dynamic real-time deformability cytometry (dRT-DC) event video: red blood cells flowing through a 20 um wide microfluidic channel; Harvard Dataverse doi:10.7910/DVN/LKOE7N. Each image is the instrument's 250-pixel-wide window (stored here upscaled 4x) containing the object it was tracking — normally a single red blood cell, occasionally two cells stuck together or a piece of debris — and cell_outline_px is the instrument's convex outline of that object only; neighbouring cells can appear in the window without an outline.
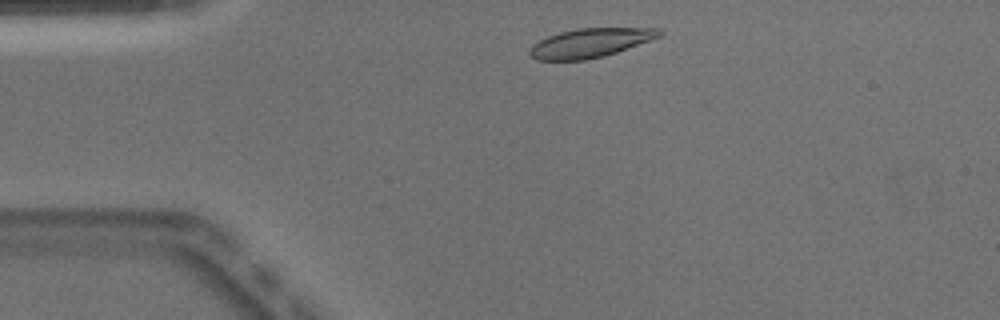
{"species": "Egyptian fruit bat (a non-hibernating species)", "species_latin": "Rousettus aegyptiacus", "temperature_condition": "warm", "stored_images_in_passage": 43, "camera_frame_rate_fps": 3000, "um_per_image_px": 0.085, "animal": {"sex": "male"}, "frame": {"image": 1, "passage_image": 3, "time_ms": 0.667, "image_size_px": [1000, 320], "cell_outline_px": [[664, 32], [660, 36], [652, 40], [604, 56], [584, 60], [536, 60], [528, 56], [528, 52], [532, 44], [548, 36], [560, 32], [576, 28], [660, 28]], "centroid_in_image_um": [50.15, 3.65], "position_along_channel_um": 34.8, "area_um2": 22.08}}
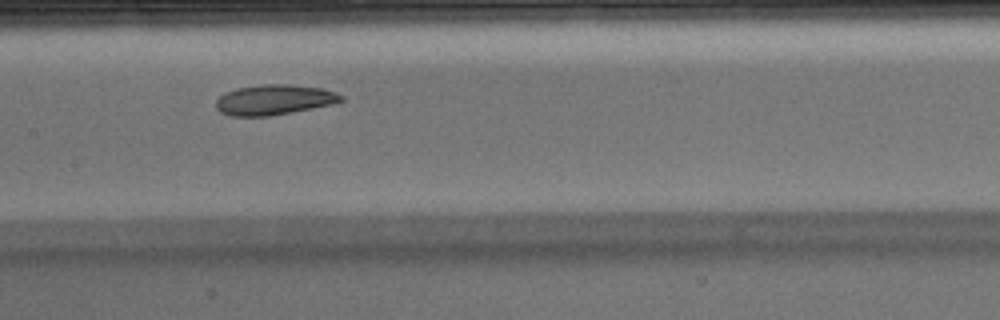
{"frame": {"image": 2, "passage_image": 17, "time_ms": 5.333, "image_size_px": [1000, 320], "cell_outline_px": [[344, 100], [332, 104], [292, 112], [268, 116], [228, 116], [220, 112], [216, 108], [216, 100], [224, 92], [236, 88], [260, 84], [288, 84], [320, 88], [336, 92], [344, 96]], "centroid_in_image_um": [23.27, 8.48], "position_along_channel_um": 184.1, "area_um2": 22.14}}
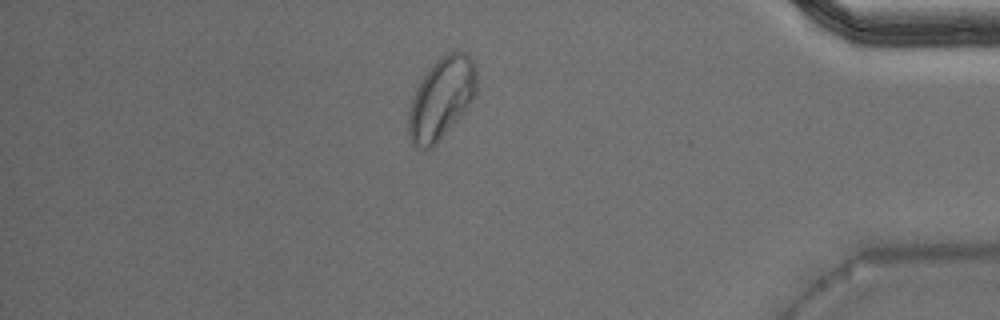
{"frame": {"image": 3, "passage_image": 36, "time_ms": 11.667, "image_size_px": [1000, 320], "cell_outline_px": [[476, 96], [464, 112], [440, 140], [432, 148], [420, 148], [412, 144], [408, 136], [408, 112], [412, 96], [416, 88], [432, 64], [440, 56], [448, 52], [464, 52], [472, 60], [476, 68]], "centroid_in_image_um": [37.51, 8.38], "position_along_channel_um": 397.7, "area_um2": 32.37}, "authors_computed_cell_mechanics": {"area_um2": 23.0044, "velocity_mm_per_s": 3.9468, "shape_relaxation_time_tau1_ms": null, "shape_relaxation_time_tau2_ms": 6.7411, "deformation_change_tau1": null, "deformation_change_tau2": 0.1073}}